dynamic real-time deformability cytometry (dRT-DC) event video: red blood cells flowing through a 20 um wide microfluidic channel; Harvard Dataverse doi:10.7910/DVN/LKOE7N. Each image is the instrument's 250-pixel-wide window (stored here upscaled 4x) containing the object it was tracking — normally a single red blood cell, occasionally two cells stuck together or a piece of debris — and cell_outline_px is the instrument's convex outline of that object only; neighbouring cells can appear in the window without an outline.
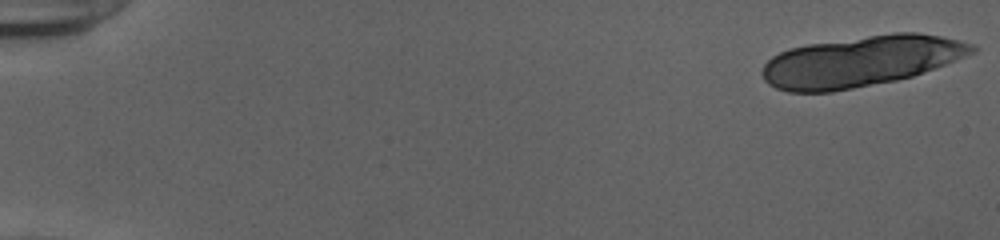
{"species": "human", "species_latin": "Homo sapiens", "temperature_condition": "cold", "stored_images_in_passage": 22, "camera_frame_rate_fps": 3000, "um_per_image_px": 0.085, "donor": {"sex": "female"}, "frame": {"image": 1, "passage_image": 1, "time_ms": 0.0, "image_size_px": [1000, 240], "cell_outline_px": [[980, 48], [976, 52], [912, 76], [896, 80], [832, 92], [788, 92], [776, 88], [768, 84], [764, 80], [760, 72], [764, 64], [772, 56], [788, 48], [808, 44], [892, 32], [916, 32], [940, 36], [960, 40], [972, 44]], "centroid_in_image_um": [73.14, 5.2], "position_along_channel_um": 11.9, "area_um2": 62.02}}
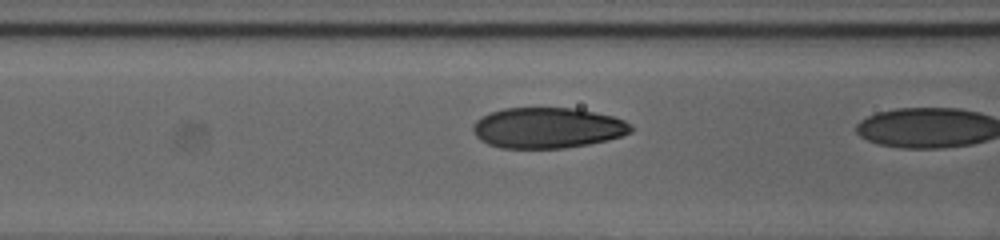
{"frame": {"image": 2, "passage_image": 21, "time_ms": 6.667, "image_size_px": [1000, 240], "cell_outline_px": [[632, 132], [608, 140], [588, 144], [564, 148], [500, 148], [488, 144], [480, 140], [476, 136], [472, 128], [472, 124], [476, 120], [492, 112], [504, 108], [576, 108], [612, 116], [624, 120], [632, 124]], "centroid_in_image_um": [46.54, 10.87], "position_along_channel_um": 120.1, "area_um2": 37.45}}